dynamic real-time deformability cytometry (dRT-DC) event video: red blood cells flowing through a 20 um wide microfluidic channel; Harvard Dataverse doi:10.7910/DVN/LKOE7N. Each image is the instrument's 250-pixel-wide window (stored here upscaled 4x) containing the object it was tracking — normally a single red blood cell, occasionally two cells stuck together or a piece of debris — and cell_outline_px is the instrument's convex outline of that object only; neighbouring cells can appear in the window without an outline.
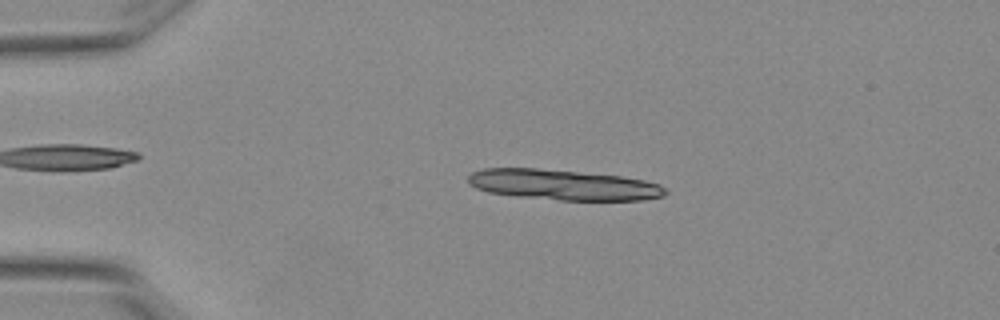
{"species": "Egyptian fruit bat (a non-hibernating species)", "species_latin": "Rousettus aegyptiacus", "temperature_condition": "warm", "stored_images_in_passage": 4, "camera_frame_rate_fps": 3000, "um_per_image_px": 0.085, "animal": {"sex": "female"}, "frame": {"image": 1, "passage_image": 2, "time_ms": 0.333, "image_size_px": [1000, 320], "cell_outline_px": [[668, 192], [664, 196], [644, 200], [560, 200], [516, 196], [488, 192], [476, 188], [468, 184], [468, 176], [472, 172], [484, 168], [536, 168], [620, 176], [644, 180], [660, 184]], "centroid_in_image_um": [47.87, 15.71], "position_along_channel_um": 37.1, "area_um2": 34.97}}
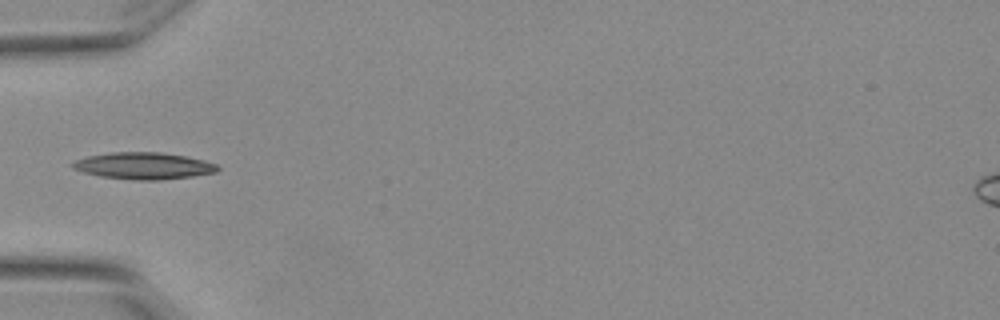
{"frame": {"image": 2, "passage_image": 4, "time_ms": 1.0, "image_size_px": [1000, 320], "cell_outline_px": [[220, 168], [216, 172], [192, 176], [156, 180], [136, 180], [100, 176], [84, 172], [72, 168], [72, 164], [76, 160], [88, 156], [112, 152], [160, 152], [188, 156], [204, 160], [216, 164]], "centroid_in_image_um": [12.23, 14.09], "position_along_channel_um": 72.8, "area_um2": 22.48}}